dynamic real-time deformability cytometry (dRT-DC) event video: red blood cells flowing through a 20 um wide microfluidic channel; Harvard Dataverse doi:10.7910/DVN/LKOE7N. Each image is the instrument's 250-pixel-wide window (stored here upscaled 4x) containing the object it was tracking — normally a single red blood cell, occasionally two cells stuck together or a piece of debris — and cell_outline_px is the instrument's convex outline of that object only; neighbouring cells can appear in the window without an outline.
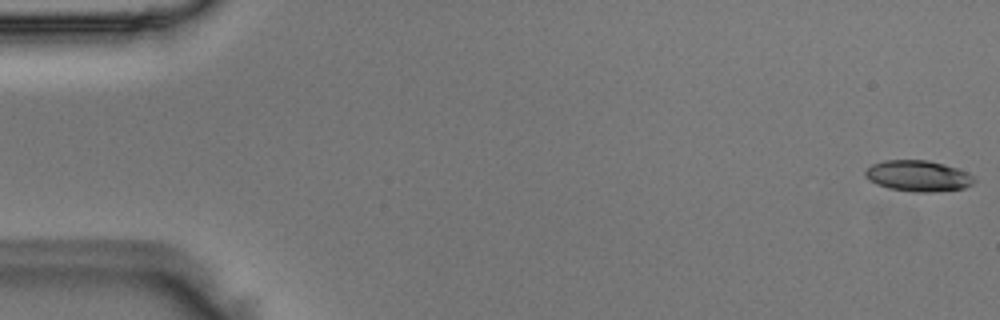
{"species": "Egyptian fruit bat (a non-hibernating species)", "species_latin": "Rousettus aegyptiacus", "temperature_condition": "room temperature", "stored_images_in_passage": 50, "camera_frame_rate_fps": 3000, "um_per_image_px": 0.085, "animal": {"sex": "male"}, "frame": {"image": 1, "passage_image": 1, "time_ms": 0.0, "image_size_px": [1000, 320], "cell_outline_px": [[976, 180], [972, 184], [964, 188], [932, 192], [912, 192], [888, 188], [876, 184], [868, 180], [864, 176], [864, 172], [872, 164], [884, 160], [928, 160], [944, 164], [968, 172]], "centroid_in_image_um": [78.01, 14.95], "position_along_channel_um": 7.0, "area_um2": 19.77}}
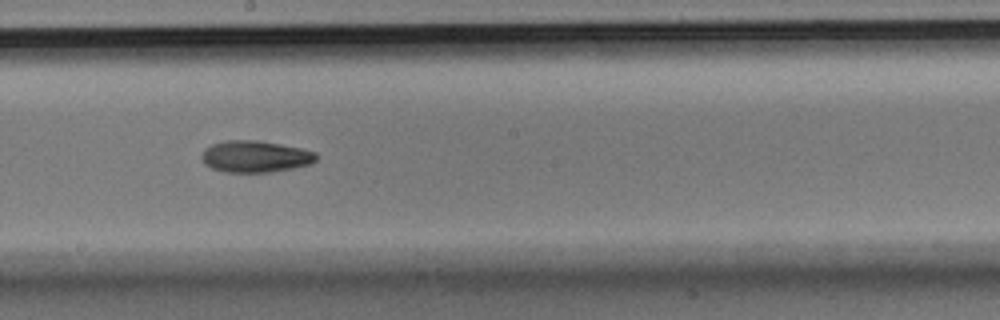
{"frame": {"image": 2, "passage_image": 28, "time_ms": 9.0, "image_size_px": [1000, 320], "cell_outline_px": [[316, 160], [312, 164], [292, 168], [268, 172], [224, 172], [212, 168], [204, 164], [200, 160], [200, 156], [204, 148], [212, 144], [228, 140], [256, 140], [280, 144], [300, 148], [316, 152]], "centroid_in_image_um": [21.65, 13.3], "position_along_channel_um": 226.5, "area_um2": 21.21}}
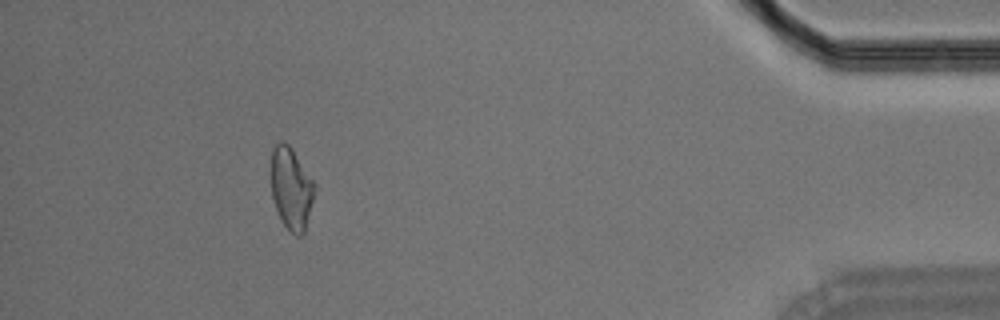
{"frame": {"image": 3, "passage_image": 46, "time_ms": 15.0, "image_size_px": [1000, 320], "cell_outline_px": [[316, 188], [304, 232], [300, 236], [296, 236], [280, 220], [272, 196], [268, 172], [272, 148], [280, 140], [288, 144], [292, 148], [316, 184]], "centroid_in_image_um": [24.71, 15.95], "position_along_channel_um": 410.5, "area_um2": 21.33}}